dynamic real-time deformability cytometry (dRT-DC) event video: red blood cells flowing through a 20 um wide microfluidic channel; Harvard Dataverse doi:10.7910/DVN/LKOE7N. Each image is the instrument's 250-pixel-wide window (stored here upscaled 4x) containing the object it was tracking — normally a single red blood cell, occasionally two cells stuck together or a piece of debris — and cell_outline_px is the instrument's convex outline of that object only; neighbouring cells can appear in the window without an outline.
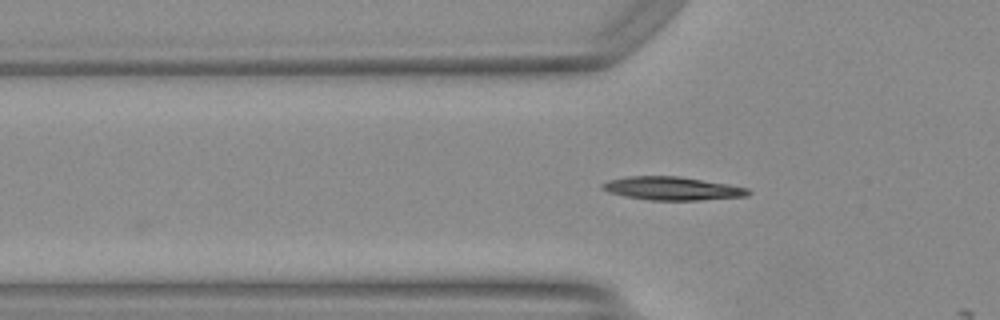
{"species": "Egyptian fruit bat (a non-hibernating species)", "species_latin": "Rousettus aegyptiacus", "temperature_condition": "warm", "stored_images_in_passage": 5, "camera_frame_rate_fps": 3000, "um_per_image_px": 0.085, "animal": {"sex": "female"}, "frame": {"image": 1, "passage_image": 4, "time_ms": 1.0, "image_size_px": [1000, 320], "cell_outline_px": [[752, 192], [748, 196], [696, 200], [648, 200], [624, 196], [600, 188], [600, 184], [608, 180], [628, 176], [680, 176], [728, 184], [748, 188]], "centroid_in_image_um": [57.14, 16.01], "position_along_channel_um": 68.7, "area_um2": 19.83}}